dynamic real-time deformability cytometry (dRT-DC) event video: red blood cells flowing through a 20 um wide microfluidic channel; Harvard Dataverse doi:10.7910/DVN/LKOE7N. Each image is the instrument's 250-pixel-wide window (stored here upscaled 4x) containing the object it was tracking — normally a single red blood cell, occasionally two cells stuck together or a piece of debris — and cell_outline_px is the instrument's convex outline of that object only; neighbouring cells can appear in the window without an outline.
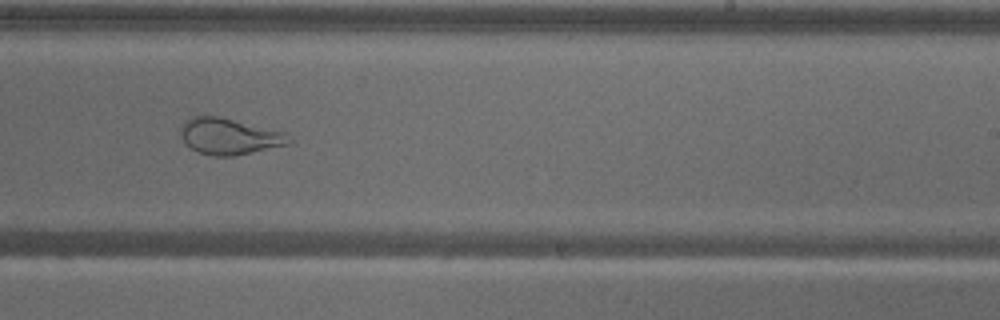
{"species": "common noctule bat (a hibernating species)", "species_latin": "Nyctalus noctula", "temperature_condition": "warm", "stored_images_in_passage": 58, "camera_frame_rate_fps": 3000, "um_per_image_px": 0.085, "animal": {"sex": "male", "body_mass_g": 18.8}, "frame": {"image": 1, "passage_image": 36, "time_ms": 11.667, "image_size_px": [1000, 320], "cell_outline_px": [[292, 140], [288, 144], [236, 156], [212, 156], [200, 152], [184, 144], [180, 136], [180, 128], [192, 116], [220, 116], [288, 132]], "centroid_in_image_um": [19.52, 11.59], "position_along_channel_um": 269.5, "area_um2": 23.12}}
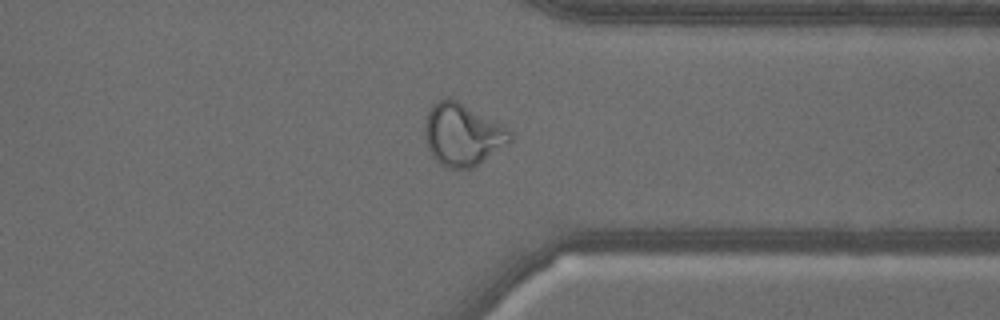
{"frame": {"image": 2, "passage_image": 45, "time_ms": 14.667, "image_size_px": [1000, 320], "cell_outline_px": [[512, 140], [508, 144], [472, 168], [448, 168], [440, 164], [432, 156], [428, 148], [424, 136], [424, 128], [428, 112], [432, 104], [436, 100], [448, 96], [452, 96], [508, 128], [512, 132]], "centroid_in_image_um": [39.3, 11.4], "position_along_channel_um": 372.1, "area_um2": 31.27}}
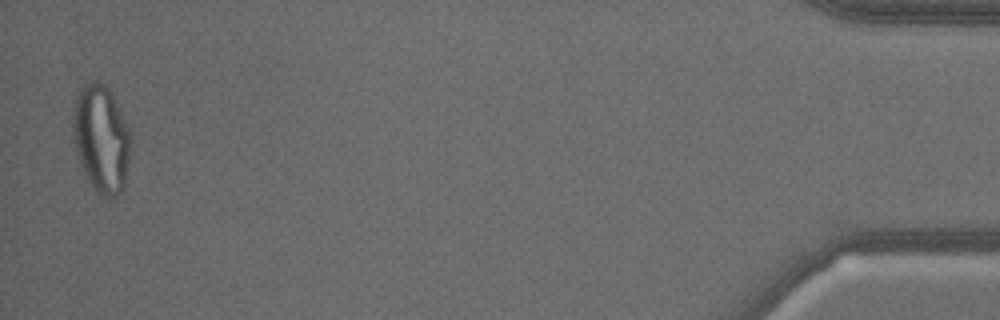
{"frame": {"image": 3, "passage_image": 57, "time_ms": 18.667, "image_size_px": [1000, 320], "cell_outline_px": [[132, 140], [124, 188], [112, 200], [108, 200], [100, 196], [92, 188], [84, 172], [76, 148], [72, 132], [72, 112], [76, 96], [92, 80], [100, 80], [112, 92], [116, 100], [128, 128]], "centroid_in_image_um": [8.62, 11.83], "position_along_channel_um": 426.6, "area_um2": 36.53}}